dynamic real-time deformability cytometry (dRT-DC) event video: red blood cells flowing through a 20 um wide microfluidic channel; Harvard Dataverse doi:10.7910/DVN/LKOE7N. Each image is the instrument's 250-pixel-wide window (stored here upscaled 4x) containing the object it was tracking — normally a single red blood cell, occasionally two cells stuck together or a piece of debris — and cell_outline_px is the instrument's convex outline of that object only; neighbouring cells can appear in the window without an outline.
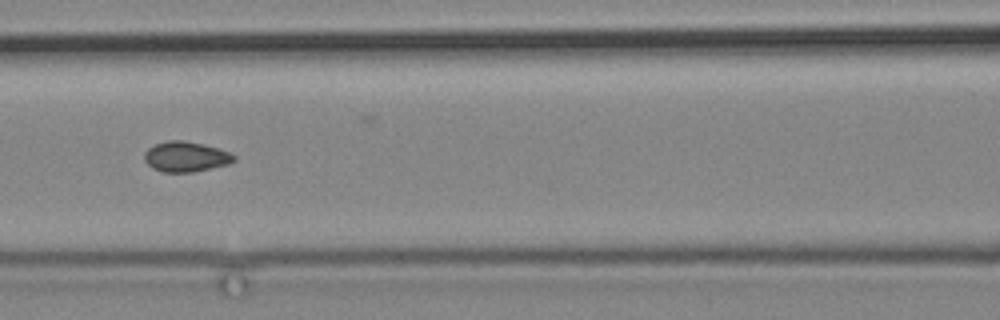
{"species": "common noctule bat (a hibernating species)", "species_latin": "Nyctalus noctula", "temperature_condition": "cold", "stored_images_in_passage": 6, "camera_frame_rate_fps": 3000, "um_per_image_px": 0.085, "animal": {"sex": "male", "body_mass_g": 19.2, "forearm_length_mm": 51.8}, "frame": {"image": 1, "passage_image": 3, "time_ms": 2.333, "image_size_px": [1000, 320], "cell_outline_px": [[236, 160], [228, 164], [192, 172], [164, 172], [152, 168], [144, 160], [144, 152], [148, 148], [156, 144], [168, 140], [184, 140], [204, 144], [220, 148], [236, 156]], "centroid_in_image_um": [15.79, 13.31], "position_along_channel_um": 150.8, "area_um2": 15.84}}
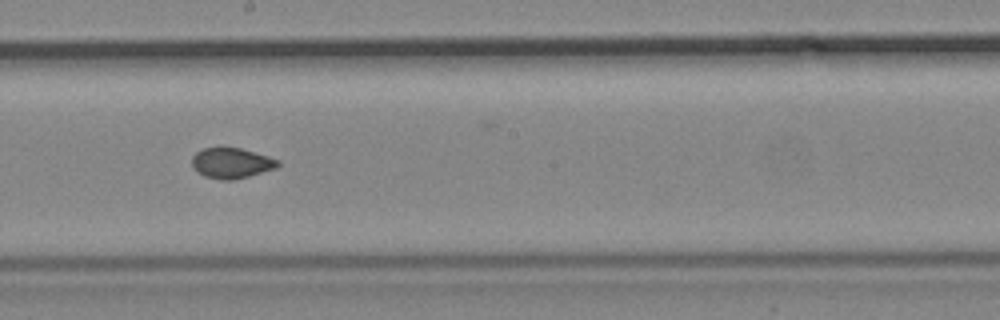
{"frame": {"image": 2, "passage_image": 5, "time_ms": 4.667, "image_size_px": [1000, 320], "cell_outline_px": [[280, 164], [276, 168], [248, 176], [232, 180], [220, 180], [204, 176], [196, 172], [192, 168], [192, 156], [196, 152], [204, 148], [240, 148], [268, 156], [280, 160]], "centroid_in_image_um": [19.65, 13.87], "position_along_channel_um": 228.5, "area_um2": 15.26}}
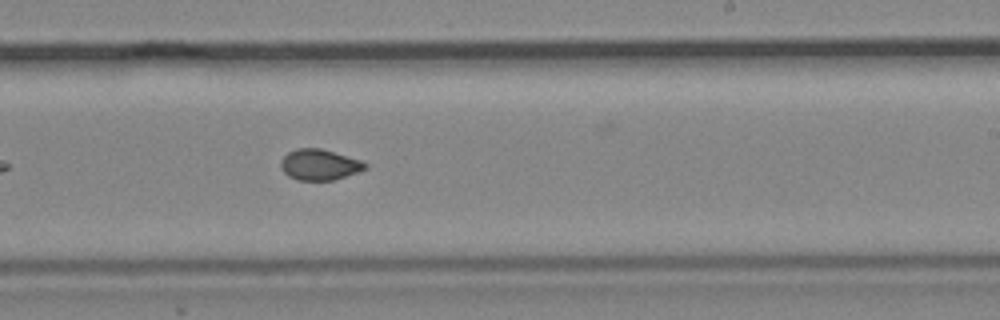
{"frame": {"image": 3, "passage_image": 6, "time_ms": 5.667, "image_size_px": [1000, 320], "cell_outline_px": [[368, 168], [332, 180], [296, 180], [288, 176], [280, 168], [280, 160], [288, 152], [296, 148], [320, 148], [360, 160], [368, 164]], "centroid_in_image_um": [27.11, 13.99], "position_along_channel_um": 261.9, "area_um2": 15.09}}